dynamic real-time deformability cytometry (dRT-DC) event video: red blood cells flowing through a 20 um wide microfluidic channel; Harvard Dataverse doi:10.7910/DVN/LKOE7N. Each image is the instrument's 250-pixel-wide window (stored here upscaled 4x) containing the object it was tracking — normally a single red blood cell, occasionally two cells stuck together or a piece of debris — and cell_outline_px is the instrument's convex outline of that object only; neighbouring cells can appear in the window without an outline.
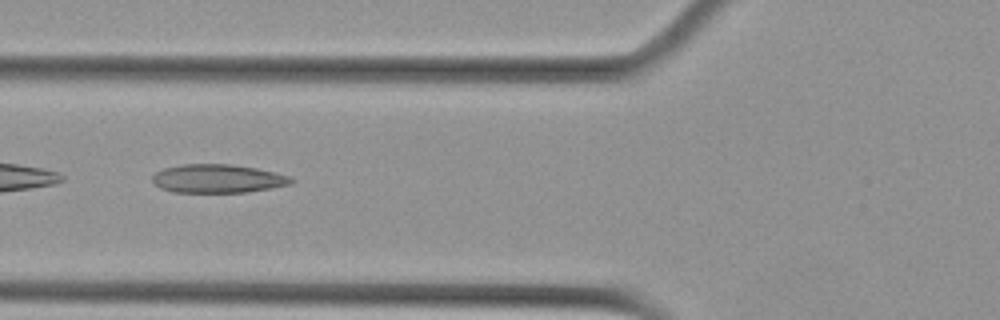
{"species": "Egyptian fruit bat (a non-hibernating species)", "species_latin": "Rousettus aegyptiacus", "temperature_condition": "cold", "stored_images_in_passage": 6, "camera_frame_rate_fps": 3000, "um_per_image_px": 0.085, "animal": {"sex": "female"}, "frame": {"image": 1, "passage_image": 3, "time_ms": 0.667, "image_size_px": [1000, 320], "cell_outline_px": [[296, 180], [292, 184], [272, 188], [248, 192], [172, 192], [160, 188], [152, 180], [152, 176], [156, 172], [164, 168], [180, 164], [232, 164], [256, 168], [276, 172], [288, 176]], "centroid_in_image_um": [18.53, 15.18], "position_along_channel_um": 107.3, "area_um2": 23.24}}
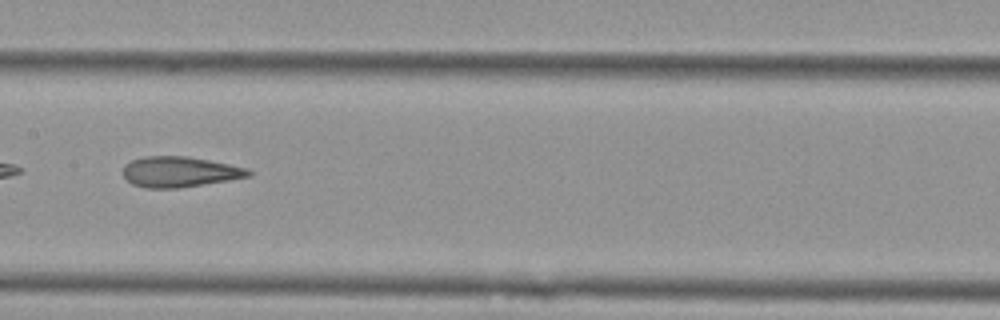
{"frame": {"image": 2, "passage_image": 5, "time_ms": 1.333, "image_size_px": [1000, 320], "cell_outline_px": [[252, 176], [228, 180], [176, 188], [144, 188], [132, 184], [124, 176], [124, 164], [132, 160], [144, 156], [188, 156], [248, 168], [252, 172]], "centroid_in_image_um": [15.26, 14.6], "position_along_channel_um": 192.1, "area_um2": 22.2}}
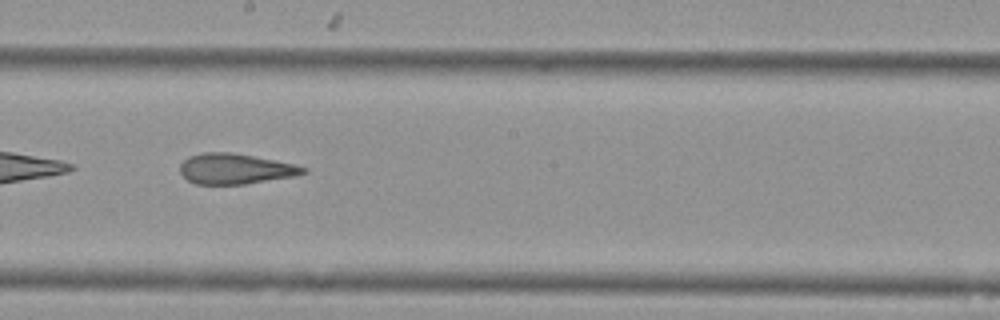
{"frame": {"image": 3, "passage_image": 6, "time_ms": 1.667, "image_size_px": [1000, 320], "cell_outline_px": [[308, 172], [292, 176], [244, 184], [196, 184], [188, 180], [180, 172], [180, 164], [188, 156], [204, 152], [232, 152], [296, 164], [308, 168]], "centroid_in_image_um": [19.99, 14.34], "position_along_channel_um": 228.2, "area_um2": 21.79}}